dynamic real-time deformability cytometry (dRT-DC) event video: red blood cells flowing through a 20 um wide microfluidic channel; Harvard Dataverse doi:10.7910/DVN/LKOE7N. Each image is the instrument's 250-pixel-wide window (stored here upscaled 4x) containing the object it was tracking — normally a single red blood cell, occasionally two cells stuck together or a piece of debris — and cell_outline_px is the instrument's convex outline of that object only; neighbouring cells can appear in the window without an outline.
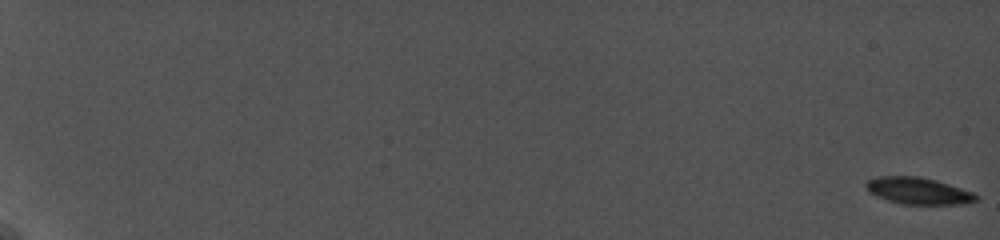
{"species": "common noctule bat (a hibernating species)", "species_latin": "Nyctalus noctula", "temperature_condition": "cold", "stored_images_in_passage": 18, "camera_frame_rate_fps": 5000, "um_per_image_px": 0.085, "animal": {"sex": "female", "body_mass_g": 19.0, "forearm_length_mm": 56.7}, "frame": {"image": 1, "passage_image": 1, "time_ms": 0.0, "image_size_px": [1000, 240], "cell_outline_px": [[980, 196], [976, 200], [964, 204], [900, 204], [876, 196], [868, 192], [864, 184], [868, 180], [880, 176], [920, 176], [936, 180], [972, 192]], "centroid_in_image_um": [78.03, 16.22], "position_along_channel_um": 7.0, "area_um2": 17.17}}